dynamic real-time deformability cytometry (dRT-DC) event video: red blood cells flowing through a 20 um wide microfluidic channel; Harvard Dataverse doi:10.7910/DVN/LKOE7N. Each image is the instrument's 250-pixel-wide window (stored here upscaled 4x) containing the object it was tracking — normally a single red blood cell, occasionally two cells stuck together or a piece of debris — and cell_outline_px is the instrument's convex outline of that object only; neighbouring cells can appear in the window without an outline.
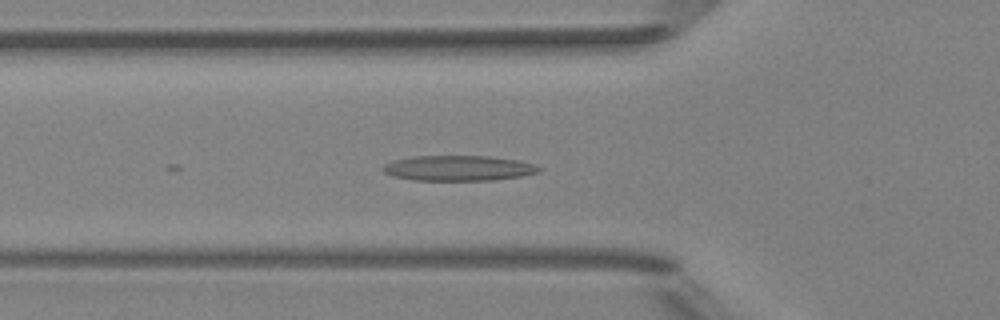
{"species": "Egyptian fruit bat (a non-hibernating species)", "species_latin": "Rousettus aegyptiacus", "temperature_condition": "room temperature", "stored_images_in_passage": 18, "camera_frame_rate_fps": 3000, "um_per_image_px": 0.085, "animal": {"sex": "female"}, "frame": {"image": 1, "passage_image": 10, "time_ms": 3.0, "image_size_px": [1000, 320], "cell_outline_px": [[544, 168], [540, 172], [524, 176], [492, 180], [412, 180], [392, 176], [384, 172], [380, 168], [384, 164], [396, 160], [412, 156], [488, 156], [516, 160], [532, 164]], "centroid_in_image_um": [38.97, 14.3], "position_along_channel_um": 86.8, "area_um2": 23.06}}